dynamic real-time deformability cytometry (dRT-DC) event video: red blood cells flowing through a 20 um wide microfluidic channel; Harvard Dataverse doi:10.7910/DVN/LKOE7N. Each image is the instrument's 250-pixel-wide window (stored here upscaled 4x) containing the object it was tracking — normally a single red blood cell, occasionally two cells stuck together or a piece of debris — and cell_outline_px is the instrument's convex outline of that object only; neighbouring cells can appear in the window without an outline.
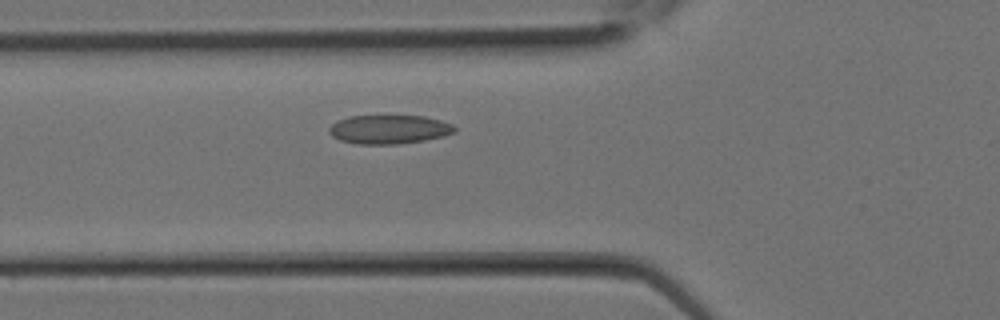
{"species": "Egyptian fruit bat (a non-hibernating species)", "species_latin": "Rousettus aegyptiacus", "temperature_condition": "room temperature", "stored_images_in_passage": 14, "camera_frame_rate_fps": 3000, "um_per_image_px": 0.085, "animal": {"sex": "female"}, "frame": {"image": 1, "passage_image": 4, "time_ms": 1.0, "image_size_px": [1000, 320], "cell_outline_px": [[456, 132], [444, 136], [424, 140], [396, 144], [356, 144], [340, 140], [332, 136], [328, 132], [328, 128], [332, 124], [348, 116], [424, 116], [440, 120], [452, 124], [456, 128]], "centroid_in_image_um": [33.07, 11.0], "position_along_channel_um": 92.7, "area_um2": 21.1}}
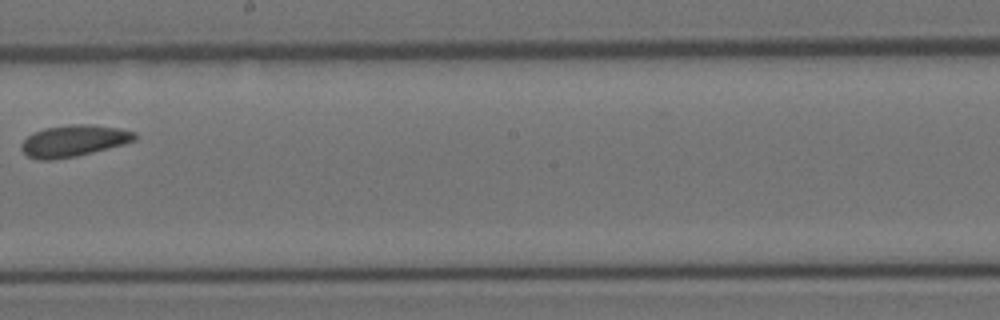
{"frame": {"image": 2, "passage_image": 10, "time_ms": 3.0, "image_size_px": [1000, 320], "cell_outline_px": [[136, 140], [124, 144], [76, 156], [52, 160], [36, 160], [28, 156], [20, 148], [20, 144], [32, 132], [44, 128], [72, 124], [88, 124], [120, 128], [136, 132]], "centroid_in_image_um": [6.25, 11.97], "position_along_channel_um": 242.0, "area_um2": 20.92}}
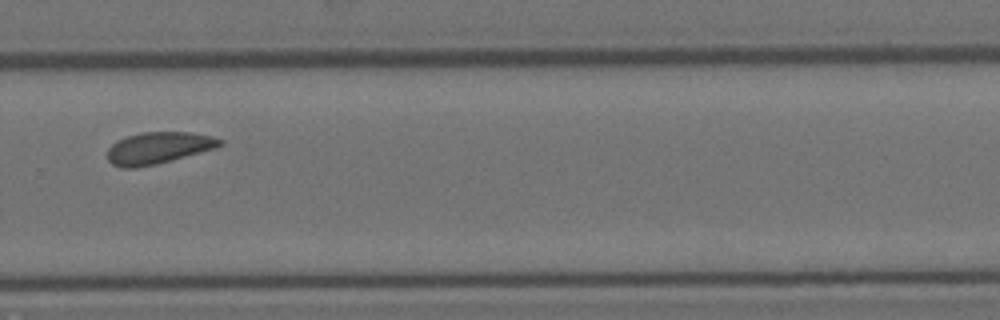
{"frame": {"image": 3, "passage_image": 13, "time_ms": 4.0, "image_size_px": [1000, 320], "cell_outline_px": [[224, 144], [216, 148], [156, 164], [136, 168], [120, 168], [112, 164], [108, 160], [108, 148], [116, 140], [140, 132], [192, 132], [224, 140]], "centroid_in_image_um": [13.44, 12.57], "position_along_channel_um": 316.4, "area_um2": 20.81}}